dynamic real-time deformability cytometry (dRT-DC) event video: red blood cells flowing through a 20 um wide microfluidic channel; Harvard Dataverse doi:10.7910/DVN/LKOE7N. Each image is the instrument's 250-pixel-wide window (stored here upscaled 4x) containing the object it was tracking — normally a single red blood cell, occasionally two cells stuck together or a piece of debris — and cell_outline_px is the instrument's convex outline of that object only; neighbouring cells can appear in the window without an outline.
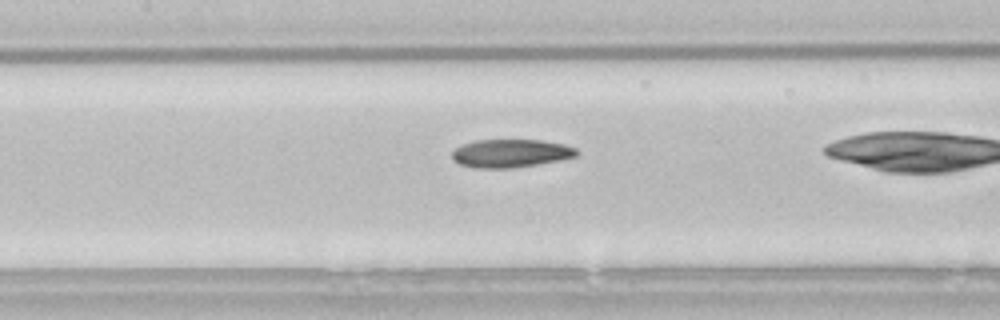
{"species": "common noctule bat (a hibernating species)", "species_latin": "Nyctalus noctula", "temperature_condition": "room temperature", "stored_images_in_passage": 24, "camera_frame_rate_fps": 3000, "um_per_image_px": 0.085, "animal": {"sex": "male", "body_mass_g": 21.5, "forearm_length_mm": 52.0}, "frame": {"image": 1, "passage_image": 19, "time_ms": 6.0, "image_size_px": [1000, 320], "cell_outline_px": [[580, 152], [576, 156], [560, 160], [536, 164], [508, 168], [476, 168], [460, 164], [452, 160], [452, 152], [456, 148], [464, 144], [476, 140], [540, 140], [564, 144], [576, 148]], "centroid_in_image_um": [43.41, 13.03], "position_along_channel_um": 164.0, "area_um2": 20.35}}
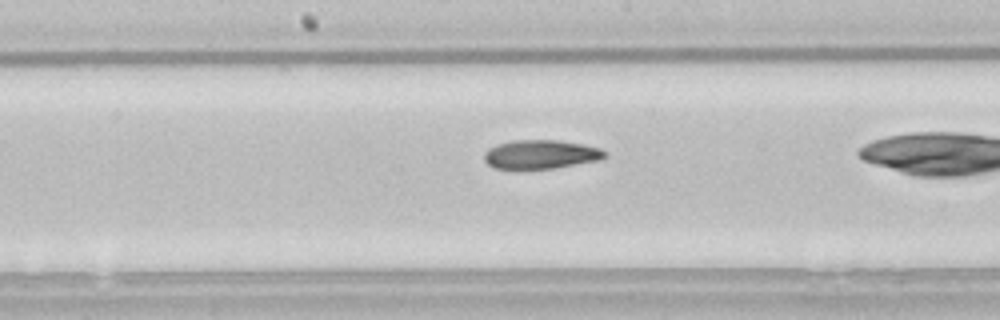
{"frame": {"image": 2, "passage_image": 22, "time_ms": 7.0, "image_size_px": [1000, 320], "cell_outline_px": [[608, 156], [600, 160], [556, 168], [492, 168], [484, 160], [484, 152], [488, 148], [496, 144], [512, 140], [560, 140], [600, 148], [608, 152]], "centroid_in_image_um": [45.98, 13.11], "position_along_channel_um": 202.2, "area_um2": 20.4}}